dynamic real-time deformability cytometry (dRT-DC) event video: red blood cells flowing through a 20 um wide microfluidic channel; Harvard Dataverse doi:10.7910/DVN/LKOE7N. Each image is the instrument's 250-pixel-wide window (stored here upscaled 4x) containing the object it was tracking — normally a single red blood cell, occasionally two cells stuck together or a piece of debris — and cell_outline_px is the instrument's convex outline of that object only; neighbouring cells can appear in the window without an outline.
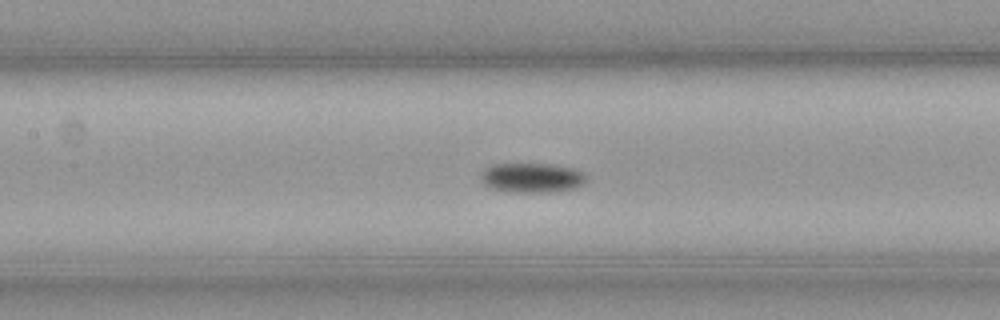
{"species": "common noctule bat (a hibernating species)", "species_latin": "Nyctalus noctula", "temperature_condition": "cold", "stored_images_in_passage": 57, "camera_frame_rate_fps": 3000, "um_per_image_px": 0.085, "animal": {"sex": "male", "body_mass_g": 23.1, "forearm_length_mm": 52.7}, "frame": {"image": 1, "passage_image": 25, "time_ms": 8.0, "image_size_px": [1000, 320], "cell_outline_px": [[584, 184], [576, 188], [552, 192], [504, 192], [488, 188], [480, 180], [480, 172], [484, 168], [492, 164], [544, 164], [572, 168], [580, 172], [584, 176]], "centroid_in_image_um": [45.1, 15.13], "position_along_channel_um": 162.3, "area_um2": 18.32}}
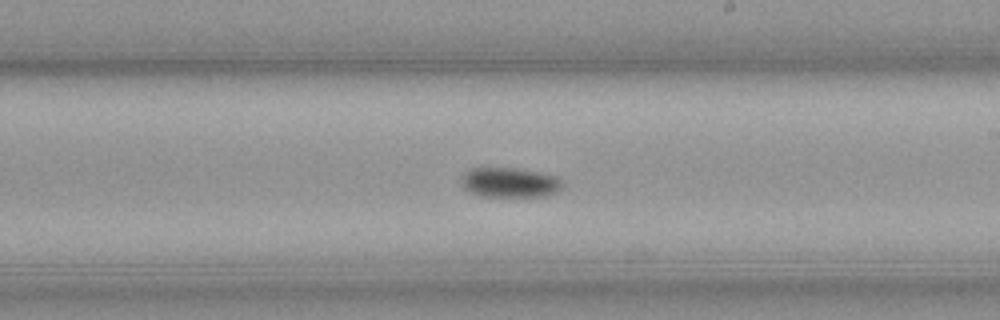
{"frame": {"image": 2, "passage_image": 32, "time_ms": 10.333, "image_size_px": [1000, 320], "cell_outline_px": [[560, 188], [556, 192], [548, 196], [476, 196], [468, 192], [460, 184], [460, 176], [464, 172], [472, 168], [516, 168], [556, 176], [560, 180]], "centroid_in_image_um": [43.23, 15.52], "position_along_channel_um": 245.8, "area_um2": 17.63}}
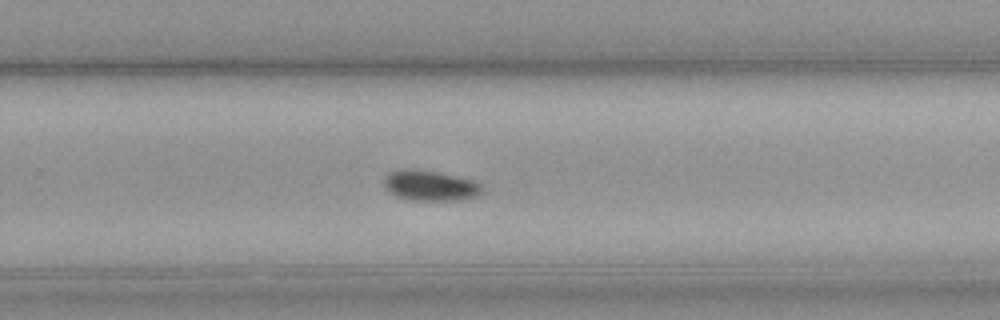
{"frame": {"image": 3, "passage_image": 36, "time_ms": 11.667, "image_size_px": [1000, 320], "cell_outline_px": [[484, 188], [476, 196], [460, 200], [416, 200], [396, 196], [388, 192], [384, 188], [384, 176], [388, 172], [400, 168], [416, 168], [440, 172], [472, 180], [480, 184]], "centroid_in_image_um": [36.5, 15.74], "position_along_channel_um": 293.3, "area_um2": 17.63}, "authors_computed_cell_mechanics": {"area_um2": 16.5308, "velocity_mm_per_s": 3.5888, "shape_relaxation_time_tau1_ms": 9.6549, "shape_relaxation_time_tau2_ms": null, "deformation_change_tau1": 0.108, "deformation_change_tau2": null}}